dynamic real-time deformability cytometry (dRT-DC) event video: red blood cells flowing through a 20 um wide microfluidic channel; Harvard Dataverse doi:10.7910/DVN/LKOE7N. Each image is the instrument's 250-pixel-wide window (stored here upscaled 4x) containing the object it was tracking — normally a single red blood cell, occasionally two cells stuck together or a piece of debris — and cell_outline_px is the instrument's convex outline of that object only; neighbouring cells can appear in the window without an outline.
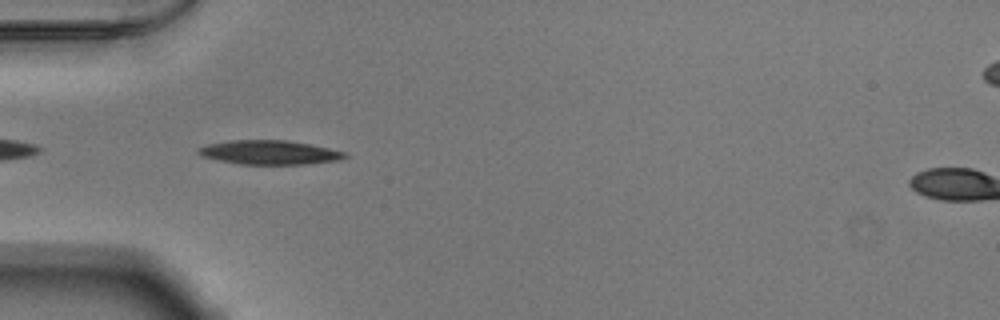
{"species": "Egyptian fruit bat (a non-hibernating species)", "species_latin": "Rousettus aegyptiacus", "temperature_condition": "warm", "stored_images_in_passage": 24, "camera_frame_rate_fps": 3000, "um_per_image_px": 0.085, "animal": {"sex": "male"}, "frame": {"image": 1, "passage_image": 3, "time_ms": 0.667, "image_size_px": [1000, 320], "cell_outline_px": [[348, 156], [340, 160], [308, 164], [240, 164], [220, 160], [204, 156], [196, 152], [200, 148], [208, 144], [228, 140], [288, 140], [328, 148], [344, 152]], "centroid_in_image_um": [22.92, 12.95], "position_along_channel_um": 62.1, "area_um2": 20.35}}
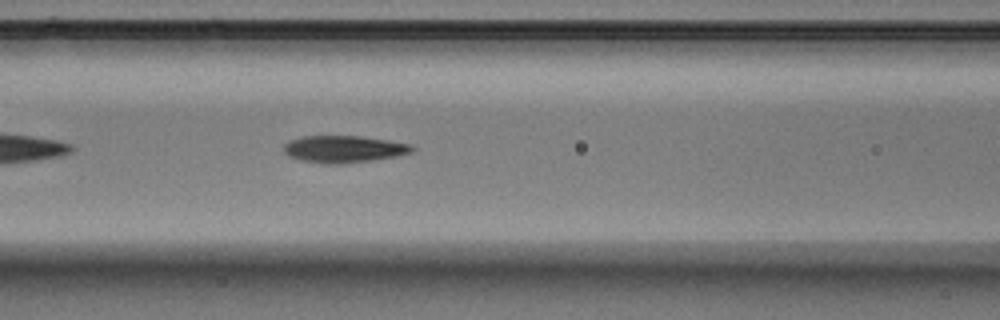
{"frame": {"image": 2, "passage_image": 9, "time_ms": 2.667, "image_size_px": [1000, 320], "cell_outline_px": [[416, 148], [412, 152], [396, 156], [372, 160], [344, 164], [324, 164], [300, 160], [288, 156], [284, 152], [284, 144], [288, 140], [304, 136], [360, 136], [412, 144]], "centroid_in_image_um": [29.21, 12.68], "position_along_channel_um": 137.4, "area_um2": 20.35}}
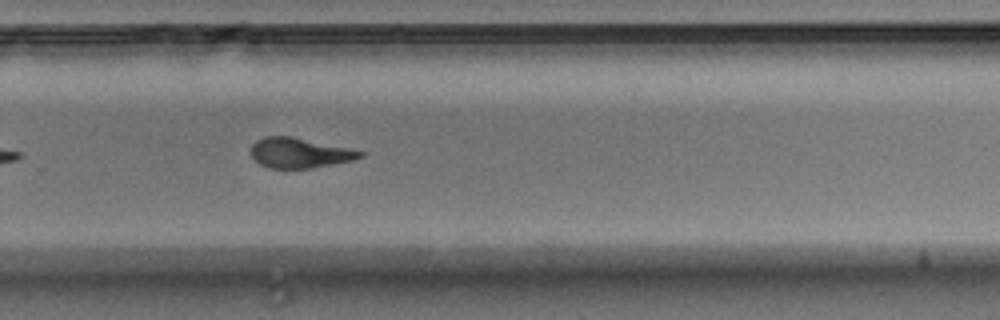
{"frame": {"image": 3, "passage_image": 22, "time_ms": 7.0, "image_size_px": [1000, 320], "cell_outline_px": [[364, 156], [352, 160], [312, 168], [268, 168], [260, 164], [252, 156], [252, 144], [256, 140], [264, 136], [288, 136], [364, 152]], "centroid_in_image_um": [25.41, 13.01], "position_along_channel_um": 304.4, "area_um2": 18.61}}